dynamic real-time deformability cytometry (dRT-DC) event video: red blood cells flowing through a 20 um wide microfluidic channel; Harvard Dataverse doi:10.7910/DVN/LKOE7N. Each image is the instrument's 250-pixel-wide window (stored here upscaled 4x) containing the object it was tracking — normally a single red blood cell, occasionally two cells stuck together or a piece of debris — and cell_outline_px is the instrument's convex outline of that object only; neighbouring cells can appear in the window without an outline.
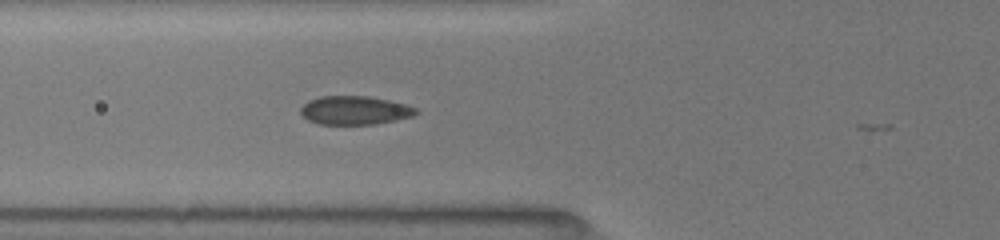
{"species": "common noctule bat (a hibernating species)", "species_latin": "Nyctalus noctula", "temperature_condition": "room temperature", "stored_images_in_passage": 7, "camera_frame_rate_fps": 3000, "um_per_image_px": 0.085, "animal": {"sex": "female", "body_mass_g": 19.5, "forearm_length_mm": 54.1}, "frame": {"image": 1, "passage_image": 3, "time_ms": 1.0, "image_size_px": [1000, 240], "cell_outline_px": [[420, 112], [412, 116], [396, 120], [372, 124], [316, 124], [308, 120], [300, 112], [300, 108], [308, 100], [320, 96], [368, 96], [388, 100], [404, 104], [416, 108]], "centroid_in_image_um": [30.13, 9.37], "position_along_channel_um": 95.7, "area_um2": 19.19}}
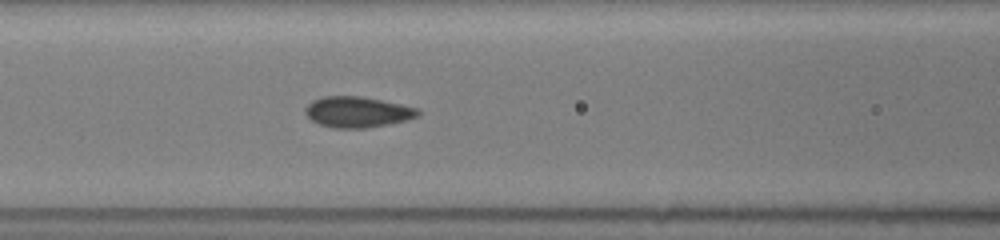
{"frame": {"image": 2, "passage_image": 6, "time_ms": 2.0, "image_size_px": [1000, 240], "cell_outline_px": [[420, 116], [408, 120], [368, 128], [332, 128], [320, 124], [312, 120], [304, 112], [304, 108], [312, 100], [324, 96], [360, 96], [420, 108]], "centroid_in_image_um": [30.4, 9.52], "position_along_channel_um": 136.2, "area_um2": 20.35}}